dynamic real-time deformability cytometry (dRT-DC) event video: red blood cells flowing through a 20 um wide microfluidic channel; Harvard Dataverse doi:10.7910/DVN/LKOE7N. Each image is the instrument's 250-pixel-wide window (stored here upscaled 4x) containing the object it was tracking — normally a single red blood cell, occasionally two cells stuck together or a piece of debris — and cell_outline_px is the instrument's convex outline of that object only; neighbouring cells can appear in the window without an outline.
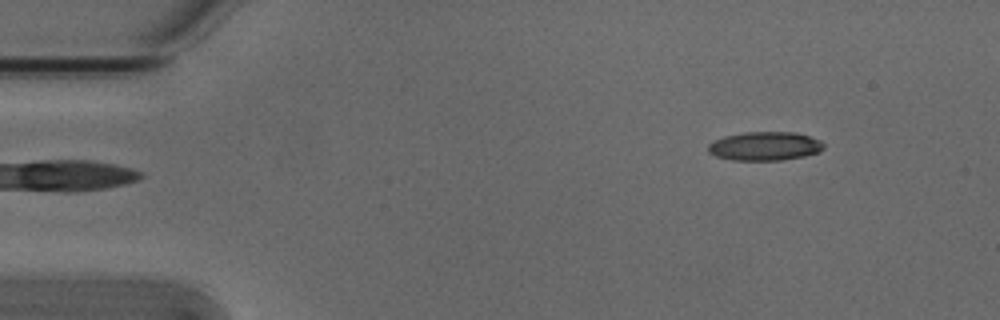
{"species": "Egyptian fruit bat (a non-hibernating species)", "species_latin": "Rousettus aegyptiacus", "temperature_condition": "cold", "stored_images_in_passage": 4, "camera_frame_rate_fps": 3000, "um_per_image_px": 0.085, "animal": {"sex": "male"}, "frame": {"image": 1, "passage_image": 4, "time_ms": 1.0, "image_size_px": [1000, 320], "cell_outline_px": [[824, 148], [820, 152], [804, 156], [780, 160], [732, 160], [716, 156], [708, 152], [708, 144], [724, 136], [744, 132], [796, 132], [820, 140], [824, 144]], "centroid_in_image_um": [65.02, 12.42], "position_along_channel_um": 20.0, "area_um2": 19.36}}